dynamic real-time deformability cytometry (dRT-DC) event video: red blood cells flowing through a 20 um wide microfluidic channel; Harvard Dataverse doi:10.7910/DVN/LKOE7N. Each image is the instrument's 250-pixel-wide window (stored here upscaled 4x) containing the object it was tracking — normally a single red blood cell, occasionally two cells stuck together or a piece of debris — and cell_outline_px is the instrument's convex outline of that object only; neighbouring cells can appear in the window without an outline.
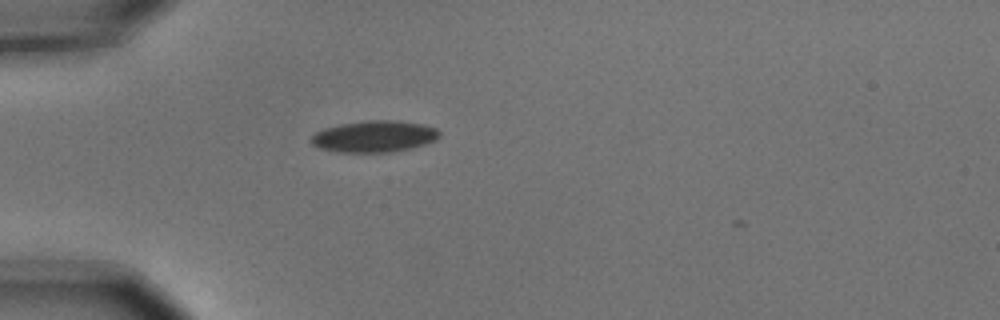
{"species": "common noctule bat (a hibernating species)", "species_latin": "Nyctalus noctula", "temperature_condition": "cold", "stored_images_in_passage": 1, "camera_frame_rate_fps": 3000, "um_per_image_px": 0.085, "animal": {"sex": "male", "body_mass_g": 15.6}, "frame": {"image": 1, "passage_image": 1, "time_ms": 0.0, "image_size_px": [1000, 320], "cell_outline_px": [[440, 136], [436, 140], [412, 148], [392, 152], [336, 152], [320, 148], [312, 144], [308, 140], [316, 132], [324, 128], [340, 124], [368, 120], [400, 120], [420, 124], [436, 128], [440, 132]], "centroid_in_image_um": [31.8, 11.59], "position_along_channel_um": 53.2, "area_um2": 23.7}}